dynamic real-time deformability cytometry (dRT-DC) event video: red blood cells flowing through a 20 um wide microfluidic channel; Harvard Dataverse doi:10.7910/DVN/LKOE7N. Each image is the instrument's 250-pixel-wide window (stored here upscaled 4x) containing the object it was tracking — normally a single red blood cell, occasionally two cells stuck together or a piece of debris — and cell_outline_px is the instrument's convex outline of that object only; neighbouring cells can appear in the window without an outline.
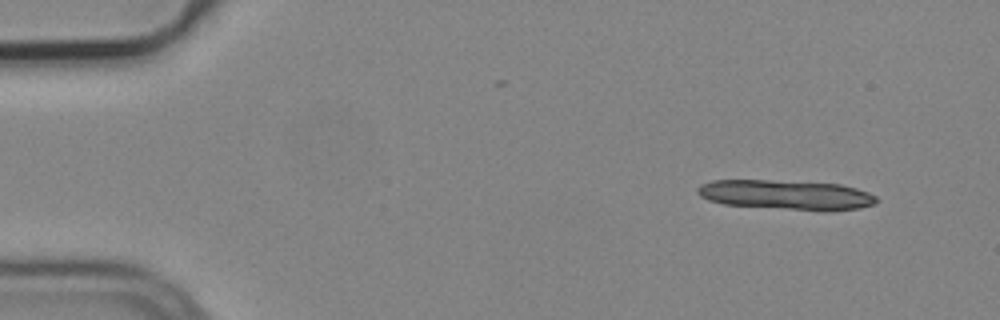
{"species": "common noctule bat (a hibernating species)", "species_latin": "Nyctalus noctula", "temperature_condition": "cold", "stored_images_in_passage": 4, "camera_frame_rate_fps": 3000, "um_per_image_px": 0.085, "animal": {"sex": "male", "body_mass_g": 19.2, "forearm_length_mm": 51.8}, "frame": {"image": 1, "passage_image": 1, "time_ms": 0.0, "image_size_px": [1000, 320], "cell_outline_px": [[880, 200], [876, 204], [860, 208], [832, 212], [824, 212], [724, 204], [708, 200], [700, 196], [696, 192], [696, 188], [700, 184], [712, 180], [768, 180], [840, 184], [856, 188], [868, 192], [876, 196]], "centroid_in_image_um": [66.87, 16.58], "position_along_channel_um": 18.1, "area_um2": 31.5}}